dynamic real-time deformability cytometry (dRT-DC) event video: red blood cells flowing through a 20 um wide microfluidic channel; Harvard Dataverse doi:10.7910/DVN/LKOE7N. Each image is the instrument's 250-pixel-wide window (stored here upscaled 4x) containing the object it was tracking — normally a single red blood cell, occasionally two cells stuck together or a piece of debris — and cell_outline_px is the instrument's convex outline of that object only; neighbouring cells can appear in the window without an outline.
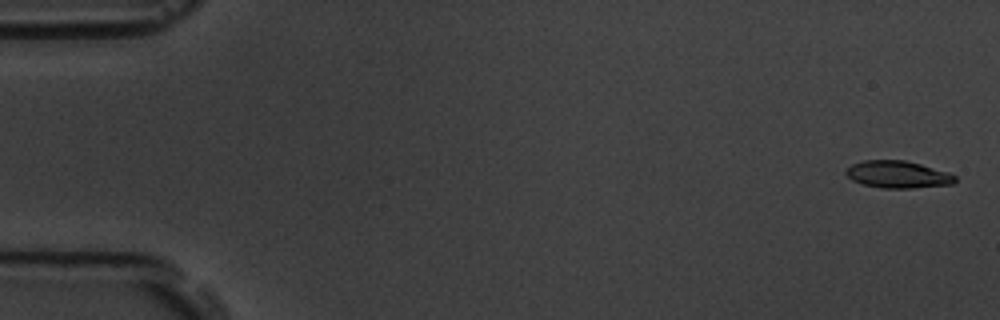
{"species": "common noctule bat (a hibernating species)", "species_latin": "Nyctalus noctula", "temperature_condition": "room temperature", "stored_images_in_passage": 5, "camera_frame_rate_fps": 3000, "um_per_image_px": 0.085, "animal": {"sex": "male", "body_mass_g": 19.5, "forearm_length_mm": 54.6}, "frame": {"image": 1, "passage_image": 1, "time_ms": 0.0, "image_size_px": [1000, 320], "cell_outline_px": [[956, 180], [952, 184], [912, 188], [880, 188], [864, 184], [852, 180], [844, 172], [852, 164], [864, 160], [904, 160], [920, 164], [948, 172], [956, 176]], "centroid_in_image_um": [76.31, 14.83], "position_along_channel_um": 8.7, "area_um2": 17.17}}
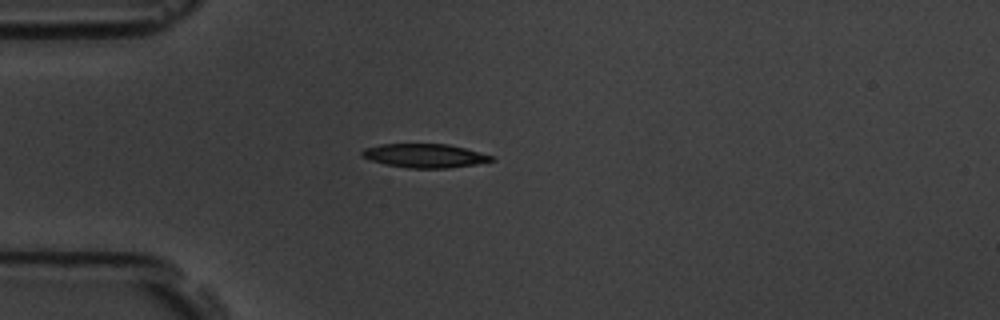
{"frame": {"image": 2, "passage_image": 5, "time_ms": 4.667, "image_size_px": [1000, 320], "cell_outline_px": [[496, 160], [476, 164], [448, 168], [408, 168], [384, 164], [360, 156], [360, 152], [364, 148], [380, 144], [448, 144], [464, 148], [492, 156]], "centroid_in_image_um": [36.06, 13.23], "position_along_channel_um": 48.9, "area_um2": 17.92}}